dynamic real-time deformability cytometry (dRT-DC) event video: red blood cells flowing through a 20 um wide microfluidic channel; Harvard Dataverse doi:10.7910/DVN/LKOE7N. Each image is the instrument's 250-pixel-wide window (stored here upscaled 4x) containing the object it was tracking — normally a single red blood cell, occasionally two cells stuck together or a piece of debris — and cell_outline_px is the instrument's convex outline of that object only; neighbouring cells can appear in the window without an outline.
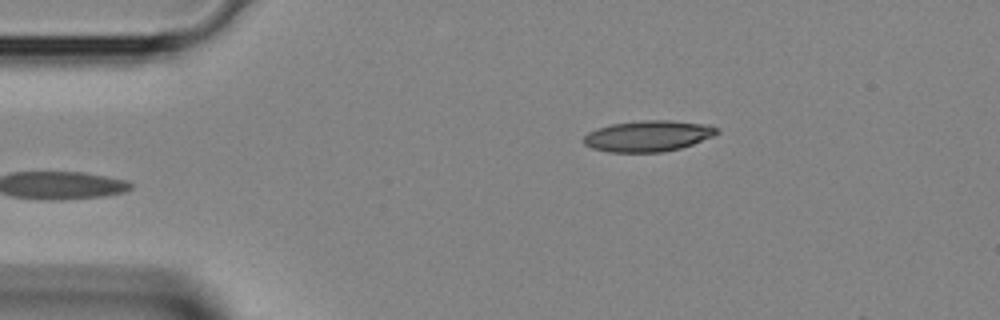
{"species": "Egyptian fruit bat (a non-hibernating species)", "species_latin": "Rousettus aegyptiacus", "temperature_condition": "room temperature", "stored_images_in_passage": 29, "camera_frame_rate_fps": 3000, "um_per_image_px": 0.085, "animal": {"sex": "female"}, "frame": {"image": 1, "passage_image": 1, "time_ms": 0.0, "image_size_px": [1000, 320], "cell_outline_px": [[720, 132], [712, 136], [692, 144], [680, 148], [664, 152], [608, 152], [592, 148], [584, 144], [580, 140], [588, 132], [596, 128], [612, 124], [644, 120], [672, 120], [708, 124], [720, 128]], "centroid_in_image_um": [55.08, 11.55], "position_along_channel_um": 29.9, "area_um2": 24.28}}
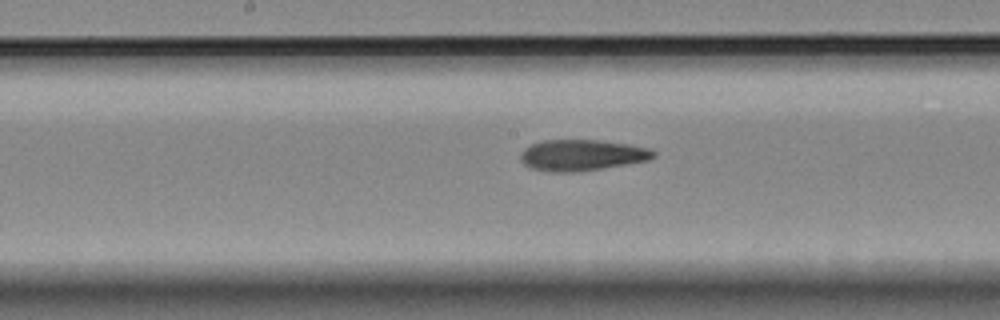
{"frame": {"image": 2, "passage_image": 14, "time_ms": 4.333, "image_size_px": [1000, 320], "cell_outline_px": [[656, 156], [648, 160], [600, 168], [572, 172], [548, 172], [528, 168], [520, 160], [520, 152], [524, 148], [532, 144], [544, 140], [600, 140], [628, 144], [648, 148], [656, 152]], "centroid_in_image_um": [49.4, 13.18], "position_along_channel_um": 198.8, "area_um2": 24.04}}
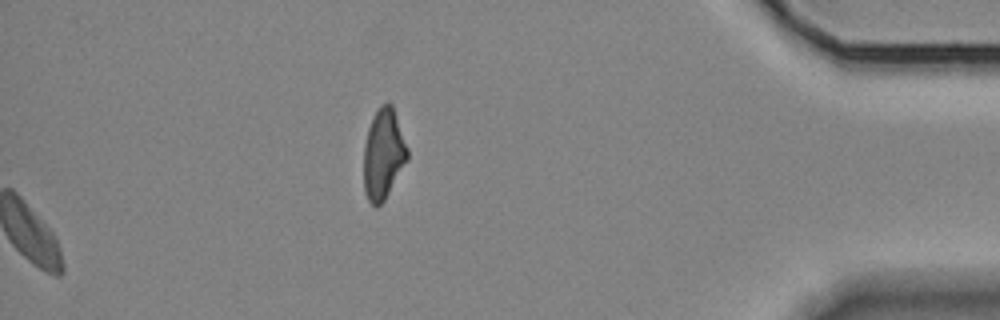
{"frame": {"image": 3, "passage_image": 29, "time_ms": 9.333, "image_size_px": [1000, 320], "cell_outline_px": [[408, 160], [384, 200], [376, 208], [368, 200], [364, 192], [364, 144], [368, 128], [372, 116], [380, 104], [388, 100], [392, 104], [408, 148]], "centroid_in_image_um": [32.58, 13.06], "position_along_channel_um": 402.6, "area_um2": 23.24}}